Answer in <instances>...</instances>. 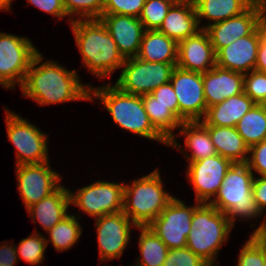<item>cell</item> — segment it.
<instances>
[{
	"mask_svg": "<svg viewBox=\"0 0 266 266\" xmlns=\"http://www.w3.org/2000/svg\"><path fill=\"white\" fill-rule=\"evenodd\" d=\"M42 60L43 55L40 53L34 57L20 87L23 96L33 99L39 105L91 101L90 86L81 84L75 70L69 71L55 61H45L39 65Z\"/></svg>",
	"mask_w": 266,
	"mask_h": 266,
	"instance_id": "cell-1",
	"label": "cell"
},
{
	"mask_svg": "<svg viewBox=\"0 0 266 266\" xmlns=\"http://www.w3.org/2000/svg\"><path fill=\"white\" fill-rule=\"evenodd\" d=\"M71 28L84 65L99 78L122 68L125 58L100 19H73Z\"/></svg>",
	"mask_w": 266,
	"mask_h": 266,
	"instance_id": "cell-2",
	"label": "cell"
},
{
	"mask_svg": "<svg viewBox=\"0 0 266 266\" xmlns=\"http://www.w3.org/2000/svg\"><path fill=\"white\" fill-rule=\"evenodd\" d=\"M112 84L99 88L90 86V100L98 98L110 113L113 121L124 130L141 137L157 140L168 146V142L155 130L145 111L142 96L122 92ZM93 93V94H92Z\"/></svg>",
	"mask_w": 266,
	"mask_h": 266,
	"instance_id": "cell-3",
	"label": "cell"
},
{
	"mask_svg": "<svg viewBox=\"0 0 266 266\" xmlns=\"http://www.w3.org/2000/svg\"><path fill=\"white\" fill-rule=\"evenodd\" d=\"M253 179V172L246 163H234L227 171L219 192L210 202L226 214L232 227L236 217L245 220L262 214L252 195Z\"/></svg>",
	"mask_w": 266,
	"mask_h": 266,
	"instance_id": "cell-4",
	"label": "cell"
},
{
	"mask_svg": "<svg viewBox=\"0 0 266 266\" xmlns=\"http://www.w3.org/2000/svg\"><path fill=\"white\" fill-rule=\"evenodd\" d=\"M231 229L225 213L210 203H200L194 209L186 247L209 265L215 266L217 252L227 242Z\"/></svg>",
	"mask_w": 266,
	"mask_h": 266,
	"instance_id": "cell-5",
	"label": "cell"
},
{
	"mask_svg": "<svg viewBox=\"0 0 266 266\" xmlns=\"http://www.w3.org/2000/svg\"><path fill=\"white\" fill-rule=\"evenodd\" d=\"M162 184L160 172L155 169L132 185H124L123 213L136 226H148L174 198Z\"/></svg>",
	"mask_w": 266,
	"mask_h": 266,
	"instance_id": "cell-6",
	"label": "cell"
},
{
	"mask_svg": "<svg viewBox=\"0 0 266 266\" xmlns=\"http://www.w3.org/2000/svg\"><path fill=\"white\" fill-rule=\"evenodd\" d=\"M176 65L143 61L138 57L125 59L115 86L122 92L143 96L169 83Z\"/></svg>",
	"mask_w": 266,
	"mask_h": 266,
	"instance_id": "cell-7",
	"label": "cell"
},
{
	"mask_svg": "<svg viewBox=\"0 0 266 266\" xmlns=\"http://www.w3.org/2000/svg\"><path fill=\"white\" fill-rule=\"evenodd\" d=\"M6 111L7 136L16 148V164H40L48 159V137L26 119Z\"/></svg>",
	"mask_w": 266,
	"mask_h": 266,
	"instance_id": "cell-8",
	"label": "cell"
},
{
	"mask_svg": "<svg viewBox=\"0 0 266 266\" xmlns=\"http://www.w3.org/2000/svg\"><path fill=\"white\" fill-rule=\"evenodd\" d=\"M38 53L29 39L0 32V85L13 89L17 83L21 87Z\"/></svg>",
	"mask_w": 266,
	"mask_h": 266,
	"instance_id": "cell-9",
	"label": "cell"
},
{
	"mask_svg": "<svg viewBox=\"0 0 266 266\" xmlns=\"http://www.w3.org/2000/svg\"><path fill=\"white\" fill-rule=\"evenodd\" d=\"M69 194L70 204L95 218L123 211V183L100 180Z\"/></svg>",
	"mask_w": 266,
	"mask_h": 266,
	"instance_id": "cell-10",
	"label": "cell"
},
{
	"mask_svg": "<svg viewBox=\"0 0 266 266\" xmlns=\"http://www.w3.org/2000/svg\"><path fill=\"white\" fill-rule=\"evenodd\" d=\"M196 204L194 207H188L174 197L161 214L148 225L168 249L186 247L194 209L200 202Z\"/></svg>",
	"mask_w": 266,
	"mask_h": 266,
	"instance_id": "cell-11",
	"label": "cell"
},
{
	"mask_svg": "<svg viewBox=\"0 0 266 266\" xmlns=\"http://www.w3.org/2000/svg\"><path fill=\"white\" fill-rule=\"evenodd\" d=\"M170 82L179 103V120L182 123L201 121L207 110L202 73L176 66Z\"/></svg>",
	"mask_w": 266,
	"mask_h": 266,
	"instance_id": "cell-12",
	"label": "cell"
},
{
	"mask_svg": "<svg viewBox=\"0 0 266 266\" xmlns=\"http://www.w3.org/2000/svg\"><path fill=\"white\" fill-rule=\"evenodd\" d=\"M188 164L187 175L195 189L196 202L210 203L219 192L227 171L234 163L216 154Z\"/></svg>",
	"mask_w": 266,
	"mask_h": 266,
	"instance_id": "cell-13",
	"label": "cell"
},
{
	"mask_svg": "<svg viewBox=\"0 0 266 266\" xmlns=\"http://www.w3.org/2000/svg\"><path fill=\"white\" fill-rule=\"evenodd\" d=\"M266 20V10L249 6L244 12L215 24L209 23L205 30L215 53L236 39L251 35Z\"/></svg>",
	"mask_w": 266,
	"mask_h": 266,
	"instance_id": "cell-14",
	"label": "cell"
},
{
	"mask_svg": "<svg viewBox=\"0 0 266 266\" xmlns=\"http://www.w3.org/2000/svg\"><path fill=\"white\" fill-rule=\"evenodd\" d=\"M18 190L27 208L39 202L61 184L60 175L50 168L49 161L40 164L17 165Z\"/></svg>",
	"mask_w": 266,
	"mask_h": 266,
	"instance_id": "cell-15",
	"label": "cell"
},
{
	"mask_svg": "<svg viewBox=\"0 0 266 266\" xmlns=\"http://www.w3.org/2000/svg\"><path fill=\"white\" fill-rule=\"evenodd\" d=\"M95 223L101 262L120 258L130 240V226L136 225L123 211L98 217Z\"/></svg>",
	"mask_w": 266,
	"mask_h": 266,
	"instance_id": "cell-16",
	"label": "cell"
},
{
	"mask_svg": "<svg viewBox=\"0 0 266 266\" xmlns=\"http://www.w3.org/2000/svg\"><path fill=\"white\" fill-rule=\"evenodd\" d=\"M261 40V25L251 34L236 39L216 53V65L240 73L255 70Z\"/></svg>",
	"mask_w": 266,
	"mask_h": 266,
	"instance_id": "cell-17",
	"label": "cell"
},
{
	"mask_svg": "<svg viewBox=\"0 0 266 266\" xmlns=\"http://www.w3.org/2000/svg\"><path fill=\"white\" fill-rule=\"evenodd\" d=\"M216 65V53L208 33L199 30L195 35L178 42L177 64L181 69L204 73Z\"/></svg>",
	"mask_w": 266,
	"mask_h": 266,
	"instance_id": "cell-18",
	"label": "cell"
},
{
	"mask_svg": "<svg viewBox=\"0 0 266 266\" xmlns=\"http://www.w3.org/2000/svg\"><path fill=\"white\" fill-rule=\"evenodd\" d=\"M99 19L107 28L125 59L138 55L145 31L139 18L119 14H103Z\"/></svg>",
	"mask_w": 266,
	"mask_h": 266,
	"instance_id": "cell-19",
	"label": "cell"
},
{
	"mask_svg": "<svg viewBox=\"0 0 266 266\" xmlns=\"http://www.w3.org/2000/svg\"><path fill=\"white\" fill-rule=\"evenodd\" d=\"M204 98L207 107L244 92V74L215 65L202 73Z\"/></svg>",
	"mask_w": 266,
	"mask_h": 266,
	"instance_id": "cell-20",
	"label": "cell"
},
{
	"mask_svg": "<svg viewBox=\"0 0 266 266\" xmlns=\"http://www.w3.org/2000/svg\"><path fill=\"white\" fill-rule=\"evenodd\" d=\"M201 28L193 0H177L169 9L158 31L177 42L195 35Z\"/></svg>",
	"mask_w": 266,
	"mask_h": 266,
	"instance_id": "cell-21",
	"label": "cell"
},
{
	"mask_svg": "<svg viewBox=\"0 0 266 266\" xmlns=\"http://www.w3.org/2000/svg\"><path fill=\"white\" fill-rule=\"evenodd\" d=\"M69 191V189L60 185L51 194L27 208L29 216L48 232L68 215L67 210L70 205Z\"/></svg>",
	"mask_w": 266,
	"mask_h": 266,
	"instance_id": "cell-22",
	"label": "cell"
},
{
	"mask_svg": "<svg viewBox=\"0 0 266 266\" xmlns=\"http://www.w3.org/2000/svg\"><path fill=\"white\" fill-rule=\"evenodd\" d=\"M256 103L244 92L207 107L202 125L236 127Z\"/></svg>",
	"mask_w": 266,
	"mask_h": 266,
	"instance_id": "cell-23",
	"label": "cell"
},
{
	"mask_svg": "<svg viewBox=\"0 0 266 266\" xmlns=\"http://www.w3.org/2000/svg\"><path fill=\"white\" fill-rule=\"evenodd\" d=\"M136 57L143 61L176 65L178 42L158 30H145Z\"/></svg>",
	"mask_w": 266,
	"mask_h": 266,
	"instance_id": "cell-24",
	"label": "cell"
},
{
	"mask_svg": "<svg viewBox=\"0 0 266 266\" xmlns=\"http://www.w3.org/2000/svg\"><path fill=\"white\" fill-rule=\"evenodd\" d=\"M209 132L218 155L233 163H246L249 147L236 127L203 125Z\"/></svg>",
	"mask_w": 266,
	"mask_h": 266,
	"instance_id": "cell-25",
	"label": "cell"
},
{
	"mask_svg": "<svg viewBox=\"0 0 266 266\" xmlns=\"http://www.w3.org/2000/svg\"><path fill=\"white\" fill-rule=\"evenodd\" d=\"M142 102L155 130L168 142V146L179 148L180 144L172 131L179 128L182 122L166 106L157 102L153 95H143Z\"/></svg>",
	"mask_w": 266,
	"mask_h": 266,
	"instance_id": "cell-26",
	"label": "cell"
},
{
	"mask_svg": "<svg viewBox=\"0 0 266 266\" xmlns=\"http://www.w3.org/2000/svg\"><path fill=\"white\" fill-rule=\"evenodd\" d=\"M180 128L179 133L186 135L185 146L191 150L190 155L185 153L188 163L217 154L208 130L199 121L183 122Z\"/></svg>",
	"mask_w": 266,
	"mask_h": 266,
	"instance_id": "cell-27",
	"label": "cell"
},
{
	"mask_svg": "<svg viewBox=\"0 0 266 266\" xmlns=\"http://www.w3.org/2000/svg\"><path fill=\"white\" fill-rule=\"evenodd\" d=\"M193 2L198 24L203 18L213 21L212 24L221 22L241 14L250 6L244 0H193Z\"/></svg>",
	"mask_w": 266,
	"mask_h": 266,
	"instance_id": "cell-28",
	"label": "cell"
},
{
	"mask_svg": "<svg viewBox=\"0 0 266 266\" xmlns=\"http://www.w3.org/2000/svg\"><path fill=\"white\" fill-rule=\"evenodd\" d=\"M136 228L141 231L138 242L141 257L138 258L140 261H137L136 266H162L169 250L166 244L149 226H136Z\"/></svg>",
	"mask_w": 266,
	"mask_h": 266,
	"instance_id": "cell-29",
	"label": "cell"
},
{
	"mask_svg": "<svg viewBox=\"0 0 266 266\" xmlns=\"http://www.w3.org/2000/svg\"><path fill=\"white\" fill-rule=\"evenodd\" d=\"M236 129L248 147L266 140V105L255 104L240 119Z\"/></svg>",
	"mask_w": 266,
	"mask_h": 266,
	"instance_id": "cell-30",
	"label": "cell"
},
{
	"mask_svg": "<svg viewBox=\"0 0 266 266\" xmlns=\"http://www.w3.org/2000/svg\"><path fill=\"white\" fill-rule=\"evenodd\" d=\"M79 224L78 218L75 215L68 214L46 232L50 236L49 241L46 239L47 244L51 242L53 247L59 252L70 249L81 236L82 227Z\"/></svg>",
	"mask_w": 266,
	"mask_h": 266,
	"instance_id": "cell-31",
	"label": "cell"
},
{
	"mask_svg": "<svg viewBox=\"0 0 266 266\" xmlns=\"http://www.w3.org/2000/svg\"><path fill=\"white\" fill-rule=\"evenodd\" d=\"M177 0H145L140 22L145 30H158L169 9Z\"/></svg>",
	"mask_w": 266,
	"mask_h": 266,
	"instance_id": "cell-32",
	"label": "cell"
},
{
	"mask_svg": "<svg viewBox=\"0 0 266 266\" xmlns=\"http://www.w3.org/2000/svg\"><path fill=\"white\" fill-rule=\"evenodd\" d=\"M36 230L34 234L22 239L19 242L17 255L20 256L25 262L36 265L40 264L44 259V252L47 248L46 236L38 234ZM42 235V236H41Z\"/></svg>",
	"mask_w": 266,
	"mask_h": 266,
	"instance_id": "cell-33",
	"label": "cell"
},
{
	"mask_svg": "<svg viewBox=\"0 0 266 266\" xmlns=\"http://www.w3.org/2000/svg\"><path fill=\"white\" fill-rule=\"evenodd\" d=\"M105 0H63L67 16L76 14L78 19H99L103 15Z\"/></svg>",
	"mask_w": 266,
	"mask_h": 266,
	"instance_id": "cell-34",
	"label": "cell"
},
{
	"mask_svg": "<svg viewBox=\"0 0 266 266\" xmlns=\"http://www.w3.org/2000/svg\"><path fill=\"white\" fill-rule=\"evenodd\" d=\"M244 93L256 104L266 105V73L256 70L244 74Z\"/></svg>",
	"mask_w": 266,
	"mask_h": 266,
	"instance_id": "cell-35",
	"label": "cell"
},
{
	"mask_svg": "<svg viewBox=\"0 0 266 266\" xmlns=\"http://www.w3.org/2000/svg\"><path fill=\"white\" fill-rule=\"evenodd\" d=\"M237 265L264 266V244L254 234L241 249Z\"/></svg>",
	"mask_w": 266,
	"mask_h": 266,
	"instance_id": "cell-36",
	"label": "cell"
},
{
	"mask_svg": "<svg viewBox=\"0 0 266 266\" xmlns=\"http://www.w3.org/2000/svg\"><path fill=\"white\" fill-rule=\"evenodd\" d=\"M162 266H209V264L189 248L183 247L169 249Z\"/></svg>",
	"mask_w": 266,
	"mask_h": 266,
	"instance_id": "cell-37",
	"label": "cell"
},
{
	"mask_svg": "<svg viewBox=\"0 0 266 266\" xmlns=\"http://www.w3.org/2000/svg\"><path fill=\"white\" fill-rule=\"evenodd\" d=\"M145 0H105L103 14H119L139 18Z\"/></svg>",
	"mask_w": 266,
	"mask_h": 266,
	"instance_id": "cell-38",
	"label": "cell"
},
{
	"mask_svg": "<svg viewBox=\"0 0 266 266\" xmlns=\"http://www.w3.org/2000/svg\"><path fill=\"white\" fill-rule=\"evenodd\" d=\"M249 153L246 164L250 170L266 176V140L249 147Z\"/></svg>",
	"mask_w": 266,
	"mask_h": 266,
	"instance_id": "cell-39",
	"label": "cell"
},
{
	"mask_svg": "<svg viewBox=\"0 0 266 266\" xmlns=\"http://www.w3.org/2000/svg\"><path fill=\"white\" fill-rule=\"evenodd\" d=\"M157 102L166 106L179 119V103L171 82L159 86L151 93Z\"/></svg>",
	"mask_w": 266,
	"mask_h": 266,
	"instance_id": "cell-40",
	"label": "cell"
},
{
	"mask_svg": "<svg viewBox=\"0 0 266 266\" xmlns=\"http://www.w3.org/2000/svg\"><path fill=\"white\" fill-rule=\"evenodd\" d=\"M36 8L46 12L54 17L63 18L67 16L63 5V0H27Z\"/></svg>",
	"mask_w": 266,
	"mask_h": 266,
	"instance_id": "cell-41",
	"label": "cell"
},
{
	"mask_svg": "<svg viewBox=\"0 0 266 266\" xmlns=\"http://www.w3.org/2000/svg\"><path fill=\"white\" fill-rule=\"evenodd\" d=\"M252 195L262 213L266 209V176L254 177Z\"/></svg>",
	"mask_w": 266,
	"mask_h": 266,
	"instance_id": "cell-42",
	"label": "cell"
},
{
	"mask_svg": "<svg viewBox=\"0 0 266 266\" xmlns=\"http://www.w3.org/2000/svg\"><path fill=\"white\" fill-rule=\"evenodd\" d=\"M255 70L266 73V20L261 24V40Z\"/></svg>",
	"mask_w": 266,
	"mask_h": 266,
	"instance_id": "cell-43",
	"label": "cell"
},
{
	"mask_svg": "<svg viewBox=\"0 0 266 266\" xmlns=\"http://www.w3.org/2000/svg\"><path fill=\"white\" fill-rule=\"evenodd\" d=\"M2 244L0 246V266H15L19 261L16 245L10 246L6 242Z\"/></svg>",
	"mask_w": 266,
	"mask_h": 266,
	"instance_id": "cell-44",
	"label": "cell"
},
{
	"mask_svg": "<svg viewBox=\"0 0 266 266\" xmlns=\"http://www.w3.org/2000/svg\"><path fill=\"white\" fill-rule=\"evenodd\" d=\"M253 234L266 246V219Z\"/></svg>",
	"mask_w": 266,
	"mask_h": 266,
	"instance_id": "cell-45",
	"label": "cell"
},
{
	"mask_svg": "<svg viewBox=\"0 0 266 266\" xmlns=\"http://www.w3.org/2000/svg\"><path fill=\"white\" fill-rule=\"evenodd\" d=\"M244 1H246L250 6L260 7L266 10V0H244Z\"/></svg>",
	"mask_w": 266,
	"mask_h": 266,
	"instance_id": "cell-46",
	"label": "cell"
},
{
	"mask_svg": "<svg viewBox=\"0 0 266 266\" xmlns=\"http://www.w3.org/2000/svg\"><path fill=\"white\" fill-rule=\"evenodd\" d=\"M12 0H0V10L9 11L10 10V4Z\"/></svg>",
	"mask_w": 266,
	"mask_h": 266,
	"instance_id": "cell-47",
	"label": "cell"
},
{
	"mask_svg": "<svg viewBox=\"0 0 266 266\" xmlns=\"http://www.w3.org/2000/svg\"><path fill=\"white\" fill-rule=\"evenodd\" d=\"M264 266H266V246L264 245Z\"/></svg>",
	"mask_w": 266,
	"mask_h": 266,
	"instance_id": "cell-48",
	"label": "cell"
}]
</instances>
